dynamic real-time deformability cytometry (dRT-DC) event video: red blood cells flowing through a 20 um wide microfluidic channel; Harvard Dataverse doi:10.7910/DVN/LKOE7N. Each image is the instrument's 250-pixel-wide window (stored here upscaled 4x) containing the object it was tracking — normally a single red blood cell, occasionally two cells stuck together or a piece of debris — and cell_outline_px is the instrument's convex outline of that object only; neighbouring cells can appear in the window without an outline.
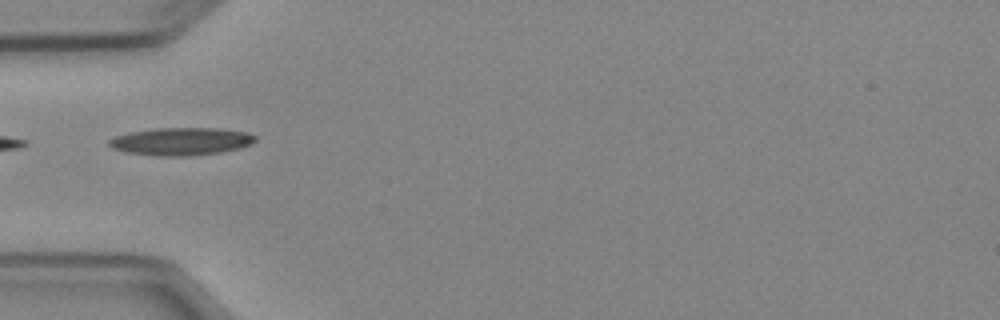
{"species": "Egyptian fruit bat (a non-hibernating species)", "species_latin": "Rousettus aegyptiacus", "temperature_condition": "cold", "stored_images_in_passage": 2, "camera_frame_rate_fps": 3000, "um_per_image_px": 0.085, "animal": {"sex": "female"}, "frame": {"image": 1, "passage_image": 2, "time_ms": 1.0, "image_size_px": [1000, 320], "cell_outline_px": [[256, 140], [252, 144], [240, 148], [220, 152], [188, 156], [156, 156], [124, 152], [112, 148], [108, 144], [108, 140], [116, 136], [132, 132], [156, 128], [220, 128], [248, 132], [256, 136]], "centroid_in_image_um": [15.42, 12.02], "position_along_channel_um": 69.6, "area_um2": 23.7}}